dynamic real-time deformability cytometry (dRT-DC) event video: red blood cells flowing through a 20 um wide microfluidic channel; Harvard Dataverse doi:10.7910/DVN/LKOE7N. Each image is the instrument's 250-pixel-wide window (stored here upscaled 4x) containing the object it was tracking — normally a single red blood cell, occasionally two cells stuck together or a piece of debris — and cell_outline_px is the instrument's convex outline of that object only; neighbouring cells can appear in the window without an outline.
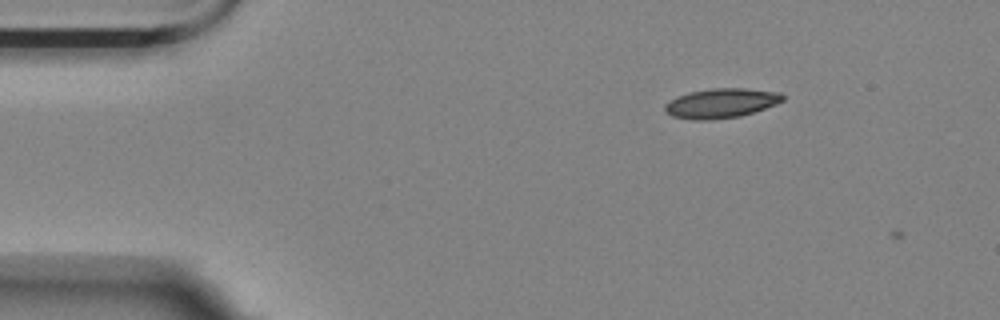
{"species": "Egyptian fruit bat (a non-hibernating species)", "species_latin": "Rousettus aegyptiacus", "temperature_condition": "room temperature", "stored_images_in_passage": 3, "camera_frame_rate_fps": 3000, "um_per_image_px": 0.085, "animal": {"sex": "female"}, "frame": {"image": 1, "passage_image": 2, "time_ms": 0.333, "image_size_px": [1000, 320], "cell_outline_px": [[784, 100], [776, 104], [740, 116], [708, 120], [692, 120], [672, 116], [664, 112], [664, 104], [688, 92], [712, 88], [744, 88], [780, 92], [784, 96]], "centroid_in_image_um": [61.28, 8.77], "position_along_channel_um": 23.7, "area_um2": 20.23}}